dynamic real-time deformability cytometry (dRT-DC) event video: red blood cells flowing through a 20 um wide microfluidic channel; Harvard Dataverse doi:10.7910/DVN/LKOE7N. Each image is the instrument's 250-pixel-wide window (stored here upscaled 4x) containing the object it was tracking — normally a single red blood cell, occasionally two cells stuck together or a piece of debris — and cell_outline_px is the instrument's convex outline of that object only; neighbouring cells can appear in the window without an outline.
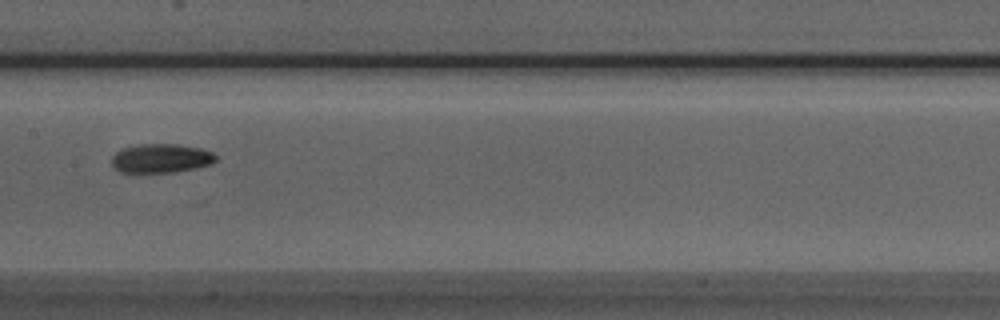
{"species": "Egyptian fruit bat (a non-hibernating species)", "species_latin": "Rousettus aegyptiacus", "temperature_condition": "room temperature", "stored_images_in_passage": 4, "camera_frame_rate_fps": 3000, "um_per_image_px": 0.085, "animal": {"sex": "male"}, "frame": {"image": 1, "passage_image": 4, "time_ms": 1.0, "image_size_px": [1000, 320], "cell_outline_px": [[216, 160], [212, 164], [196, 168], [172, 172], [120, 172], [112, 164], [112, 156], [116, 152], [124, 148], [140, 144], [176, 144], [200, 148], [212, 152], [216, 156]], "centroid_in_image_um": [13.71, 13.45], "position_along_channel_um": 193.7, "area_um2": 17.46}}